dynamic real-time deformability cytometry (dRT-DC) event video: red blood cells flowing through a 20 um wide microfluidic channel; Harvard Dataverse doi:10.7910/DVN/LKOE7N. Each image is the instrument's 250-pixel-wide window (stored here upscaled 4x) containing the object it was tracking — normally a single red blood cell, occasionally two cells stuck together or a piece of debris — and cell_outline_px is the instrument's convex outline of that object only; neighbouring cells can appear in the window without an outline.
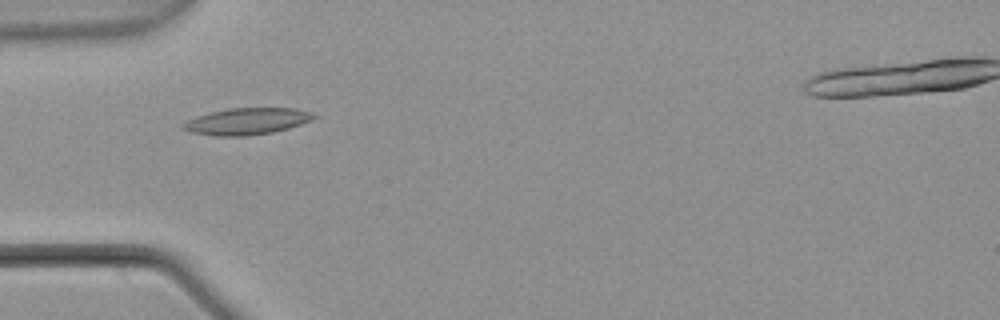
{"species": "common noctule bat (a hibernating species)", "species_latin": "Nyctalus noctula", "temperature_condition": "warm", "stored_images_in_passage": 2, "camera_frame_rate_fps": 3000, "um_per_image_px": 0.085, "animal": {"sex": "male", "body_mass_g": 21.5, "forearm_length_mm": 52.0}, "frame": {"image": 1, "passage_image": 1, "time_ms": 0.0, "image_size_px": [1000, 320], "cell_outline_px": [[320, 116], [312, 120], [288, 128], [272, 132], [248, 136], [212, 136], [192, 132], [180, 128], [180, 124], [196, 116], [208, 112], [228, 108], [296, 108], [312, 112]], "centroid_in_image_um": [20.97, 10.3], "position_along_channel_um": 64.0, "area_um2": 20.58}}
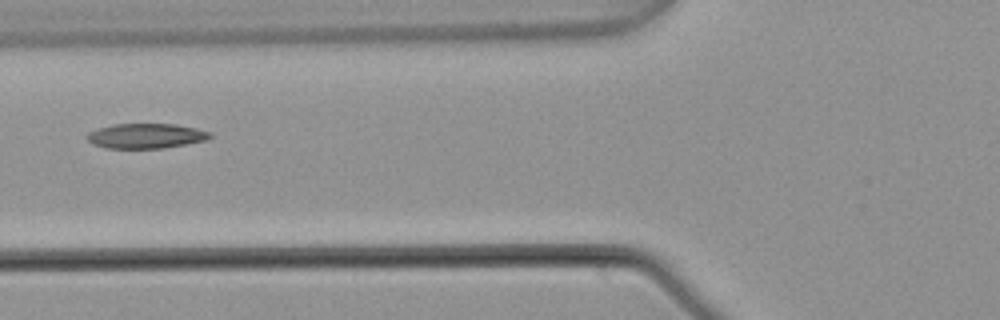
{"frame": {"image": 2, "passage_image": 2, "time_ms": 0.333, "image_size_px": [1000, 320], "cell_outline_px": [[212, 136], [208, 140], [164, 148], [108, 148], [92, 144], [84, 136], [88, 132], [112, 124], [176, 124], [196, 128], [212, 132]], "centroid_in_image_um": [12.42, 11.55], "position_along_channel_um": 113.4, "area_um2": 17.98}}